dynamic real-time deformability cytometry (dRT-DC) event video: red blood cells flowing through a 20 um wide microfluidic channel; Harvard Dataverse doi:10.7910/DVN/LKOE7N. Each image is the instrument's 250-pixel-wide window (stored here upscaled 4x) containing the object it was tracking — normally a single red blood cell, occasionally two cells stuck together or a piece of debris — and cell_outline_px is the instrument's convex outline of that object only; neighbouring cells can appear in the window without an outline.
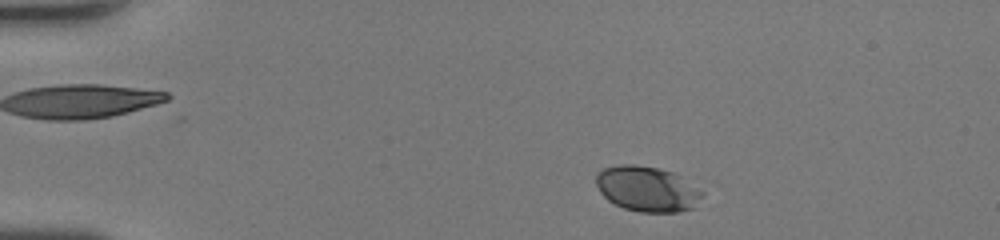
{"species": "human", "species_latin": "Homo sapiens", "temperature_condition": "room temperature", "stored_images_in_passage": 42, "camera_frame_rate_fps": 3000, "um_per_image_px": 0.085, "donor": {"sex": "female"}, "frame": {"image": 1, "passage_image": 3, "time_ms": 0.667, "image_size_px": [1000, 240], "cell_outline_px": [[704, 196], [692, 208], [676, 212], [640, 212], [624, 208], [608, 200], [600, 192], [596, 184], [596, 172], [604, 168], [616, 164], [632, 164], [660, 168], [676, 172], [704, 192]], "centroid_in_image_um": [55.01, 16.04], "position_along_channel_um": 30.0, "area_um2": 28.32}}
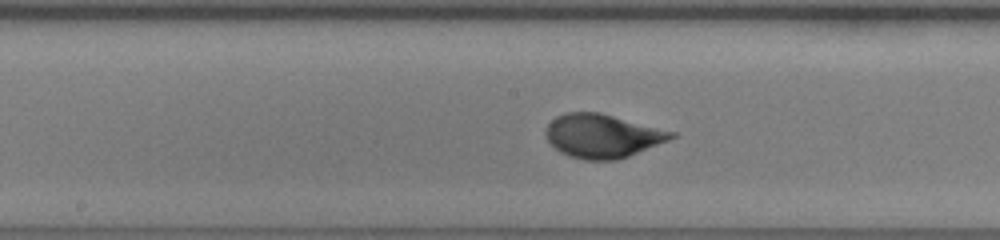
{"frame": {"image": 2, "passage_image": 20, "time_ms": 6.333, "image_size_px": [1000, 240], "cell_outline_px": [[676, 136], [668, 140], [628, 156], [616, 160], [584, 160], [560, 152], [544, 136], [544, 128], [556, 116], [564, 112], [600, 112], [676, 132]], "centroid_in_image_um": [51.17, 11.54], "position_along_channel_um": 197.0, "area_um2": 31.85}}
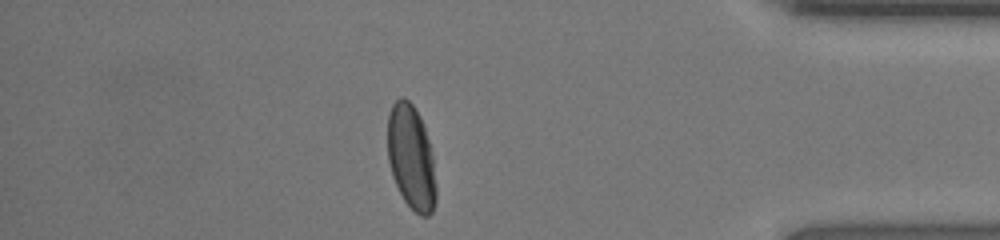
{"frame": {"image": 3, "passage_image": 36, "time_ms": 11.667, "image_size_px": [1000, 240], "cell_outline_px": [[436, 200], [432, 212], [428, 216], [420, 216], [404, 200], [392, 176], [388, 160], [388, 116], [392, 104], [400, 96], [404, 96], [412, 104], [420, 116], [428, 140], [432, 156], [436, 188]], "centroid_in_image_um": [34.94, 13.37], "position_along_channel_um": 400.3, "area_um2": 29.3}, "authors_computed_cell_mechanics": {"area_um2": 30.1138, "velocity_mm_per_s": 4.3629, "shape_relaxation_time_tau1_ms": 3.0212, "shape_relaxation_time_tau2_ms": null, "deformation_change_tau1": 0.1427, "deformation_change_tau2": null}}